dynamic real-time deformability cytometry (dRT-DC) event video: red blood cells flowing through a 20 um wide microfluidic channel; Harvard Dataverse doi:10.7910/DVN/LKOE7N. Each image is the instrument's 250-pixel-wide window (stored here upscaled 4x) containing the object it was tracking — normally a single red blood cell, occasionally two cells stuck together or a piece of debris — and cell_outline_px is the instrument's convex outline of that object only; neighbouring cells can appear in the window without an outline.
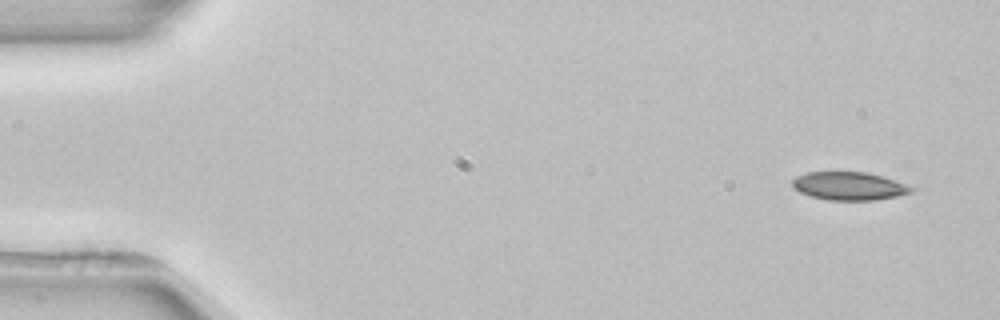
{"species": "common noctule bat (a hibernating species)", "species_latin": "Nyctalus noctula", "temperature_condition": "room temperature", "stored_images_in_passage": 3, "camera_frame_rate_fps": 3000, "um_per_image_px": 0.085, "animal": {"sex": "female", "body_mass_g": 22.7, "forearm_length_mm": 54.2}, "frame": {"image": 1, "passage_image": 1, "time_ms": 0.0, "image_size_px": [1000, 320], "cell_outline_px": [[916, 188], [912, 192], [896, 196], [876, 200], [828, 200], [812, 196], [800, 192], [792, 188], [792, 180], [796, 176], [808, 172], [868, 172]], "centroid_in_image_um": [72.14, 15.81], "position_along_channel_um": 12.9, "area_um2": 19.36}}